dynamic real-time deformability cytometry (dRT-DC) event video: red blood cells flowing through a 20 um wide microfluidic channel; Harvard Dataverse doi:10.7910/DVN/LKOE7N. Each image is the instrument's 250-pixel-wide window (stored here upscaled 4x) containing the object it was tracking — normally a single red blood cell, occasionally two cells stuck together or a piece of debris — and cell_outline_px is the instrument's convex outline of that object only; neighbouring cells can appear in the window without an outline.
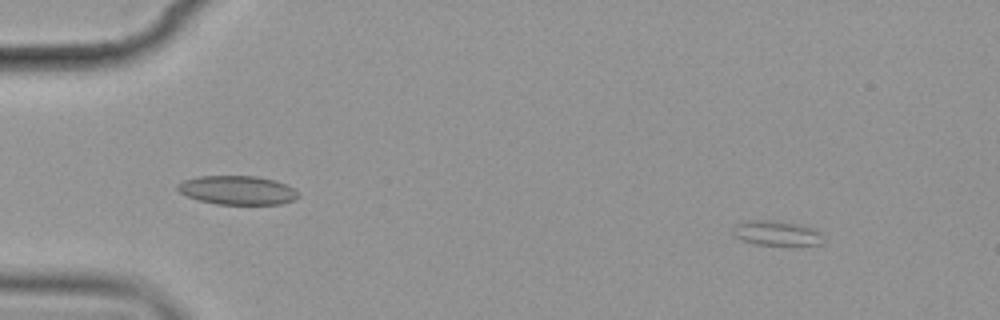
{"species": "common noctule bat (a hibernating species)", "species_latin": "Nyctalus noctula", "temperature_condition": "cold", "stored_images_in_passage": 4, "camera_frame_rate_fps": 3000, "um_per_image_px": 0.085, "animal": {"sex": "female", "body_mass_g": 19.9}, "frame": {"image": 1, "passage_image": 1, "time_ms": 0.0, "image_size_px": [1000, 320], "cell_outline_px": [[824, 244], [756, 244], [744, 240], [736, 236], [732, 232], [732, 228], [736, 224], [744, 220], [776, 220], [800, 224], [812, 228], [820, 232], [824, 236]], "centroid_in_image_um": [66.02, 19.79], "position_along_channel_um": 19.0, "area_um2": 13.01}}
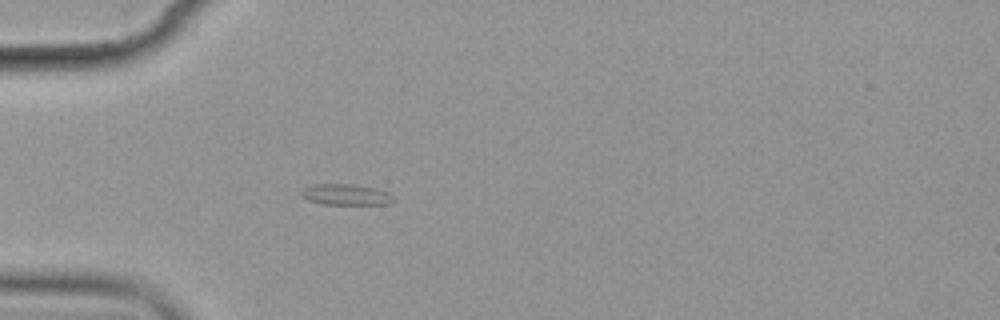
{"frame": {"image": 2, "passage_image": 4, "time_ms": 3.667, "image_size_px": [1000, 320], "cell_outline_px": [[396, 200], [392, 204], [320, 204], [308, 200], [300, 192], [304, 188], [316, 184], [352, 184], [372, 188], [388, 192]], "centroid_in_image_um": [29.43, 16.55], "position_along_channel_um": 55.6, "area_um2": 11.16}}